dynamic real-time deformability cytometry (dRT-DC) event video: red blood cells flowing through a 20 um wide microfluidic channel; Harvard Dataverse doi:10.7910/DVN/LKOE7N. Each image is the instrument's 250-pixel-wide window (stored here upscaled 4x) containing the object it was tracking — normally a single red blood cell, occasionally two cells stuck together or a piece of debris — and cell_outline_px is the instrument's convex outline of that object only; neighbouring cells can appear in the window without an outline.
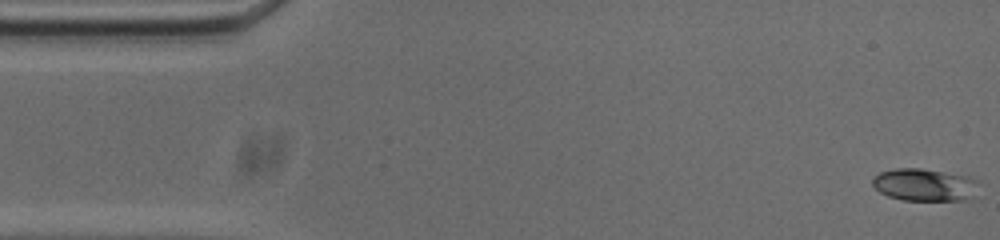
{"species": "common noctule bat (a hibernating species)", "species_latin": "Nyctalus noctula", "temperature_condition": "cold", "stored_images_in_passage": 53, "camera_frame_rate_fps": 3000, "um_per_image_px": 0.085, "animal": {"sex": "male", "body_mass_g": 20.0, "forearm_length_mm": 53.3}, "frame": {"image": 1, "passage_image": 1, "time_ms": 0.0, "image_size_px": [1000, 240], "cell_outline_px": [[980, 184], [972, 196], [964, 200], [904, 200], [888, 196], [880, 192], [872, 184], [872, 176], [880, 172], [896, 168], [920, 168], [968, 176]], "centroid_in_image_um": [78.55, 15.7], "position_along_channel_um": 6.4, "area_um2": 20.0}}
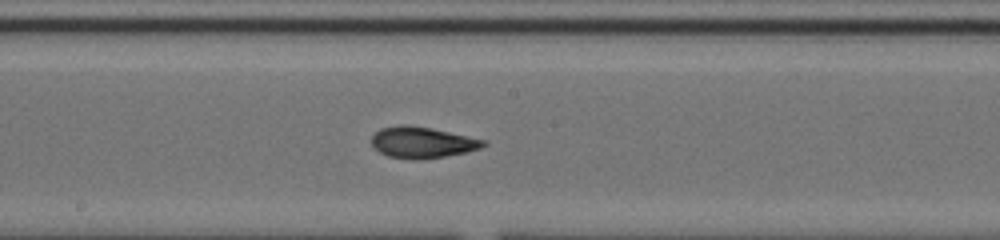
{"frame": {"image": 2, "passage_image": 27, "time_ms": 8.667, "image_size_px": [1000, 240], "cell_outline_px": [[488, 144], [480, 148], [468, 152], [444, 156], [416, 160], [388, 156], [380, 152], [372, 144], [372, 136], [380, 128], [400, 124], [408, 124], [432, 128], [488, 140]], "centroid_in_image_um": [35.93, 12.09], "position_along_channel_um": 212.3, "area_um2": 20.46}}
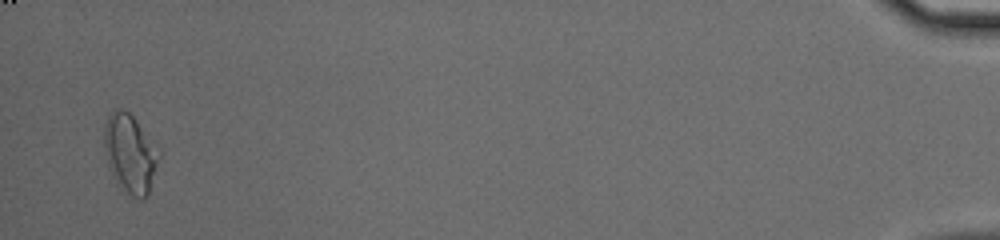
{"frame": {"image": 3, "passage_image": 52, "time_ms": 17.0, "image_size_px": [1000, 240], "cell_outline_px": [[160, 156], [148, 196], [144, 200], [132, 196], [120, 188], [108, 164], [104, 152], [104, 128], [108, 116], [116, 108], [120, 108], [128, 112], [136, 120], [160, 148]], "centroid_in_image_um": [11.08, 13.06], "position_along_channel_um": 424.1, "area_um2": 25.2}, "authors_computed_cell_mechanics": {"area_um2": 20.1144, "velocity_mm_per_s": 3.7267, "shape_relaxation_time_tau1_ms": 7.3353, "shape_relaxation_time_tau2_ms": 4.0718, "deformation_change_tau1": 0.1805, "deformation_change_tau2": 0.1029}}